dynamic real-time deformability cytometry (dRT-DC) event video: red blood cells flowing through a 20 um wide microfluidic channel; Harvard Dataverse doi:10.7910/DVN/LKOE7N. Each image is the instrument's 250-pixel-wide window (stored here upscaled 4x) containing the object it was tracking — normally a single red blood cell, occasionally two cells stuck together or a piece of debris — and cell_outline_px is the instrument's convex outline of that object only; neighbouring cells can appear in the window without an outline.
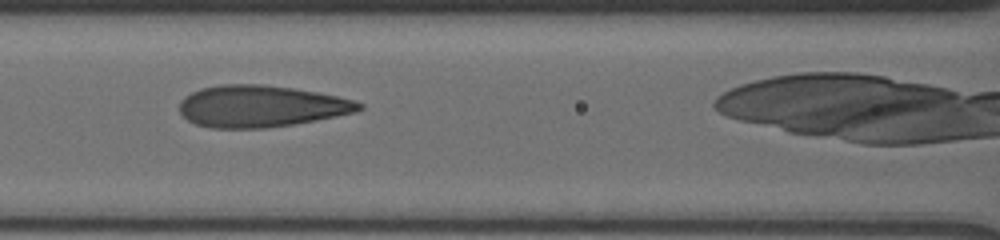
{"species": "human", "species_latin": "Homo sapiens", "temperature_condition": "cold", "stored_images_in_passage": 25, "camera_frame_rate_fps": 3000, "um_per_image_px": 0.085, "donor": {"sex": "male"}, "frame": {"image": 1, "passage_image": 8, "time_ms": 3.0, "image_size_px": [1000, 240], "cell_outline_px": [[364, 108], [356, 112], [296, 124], [268, 128], [212, 128], [196, 124], [188, 120], [180, 112], [180, 100], [184, 96], [200, 88], [220, 84], [260, 84], [292, 88], [316, 92], [336, 96], [352, 100], [364, 104]], "centroid_in_image_um": [22.16, 9.03], "position_along_channel_um": 144.4, "area_um2": 43.7}}
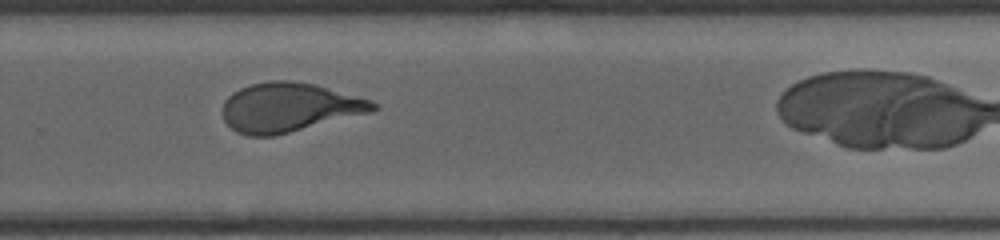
{"frame": {"image": 2, "passage_image": 18, "time_ms": 7.333, "image_size_px": [1000, 240], "cell_outline_px": [[380, 108], [368, 112], [272, 136], [248, 136], [236, 132], [224, 120], [224, 100], [232, 92], [240, 88], [252, 84], [268, 80], [292, 80], [316, 84], [368, 100], [380, 104]], "centroid_in_image_um": [24.53, 9.11], "position_along_channel_um": 305.3, "area_um2": 42.48}}
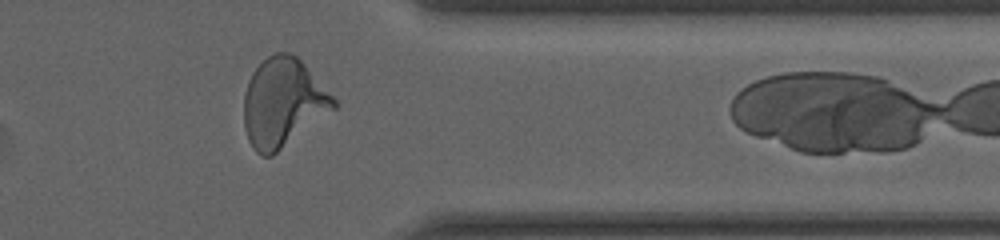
{"frame": {"image": 3, "passage_image": 23, "time_ms": 9.667, "image_size_px": [1000, 240], "cell_outline_px": [[336, 108], [272, 156], [260, 156], [252, 148], [248, 140], [244, 128], [244, 96], [248, 80], [252, 72], [268, 56], [276, 52], [288, 52], [296, 56], [304, 64], [336, 100]], "centroid_in_image_um": [24.02, 8.75], "position_along_channel_um": 387.4, "area_um2": 46.07}}